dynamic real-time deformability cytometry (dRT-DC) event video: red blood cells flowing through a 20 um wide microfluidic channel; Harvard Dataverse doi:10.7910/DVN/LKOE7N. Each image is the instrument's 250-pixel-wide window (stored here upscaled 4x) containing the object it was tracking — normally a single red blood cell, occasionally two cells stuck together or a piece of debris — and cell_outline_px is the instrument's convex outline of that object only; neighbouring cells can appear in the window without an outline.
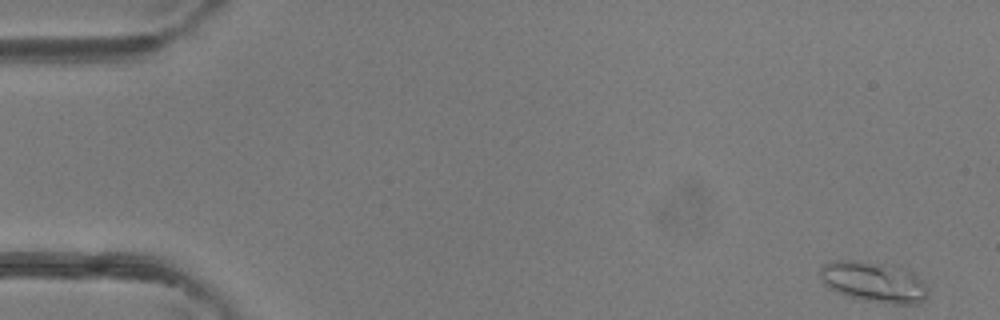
{"species": "common noctule bat (a hibernating species)", "species_latin": "Nyctalus noctula", "temperature_condition": "room temperature", "stored_images_in_passage": 47, "camera_frame_rate_fps": 3000, "um_per_image_px": 0.085, "animal": {"sex": "female"}, "frame": {"image": 1, "passage_image": 1, "time_ms": 0.0, "image_size_px": [1000, 320], "cell_outline_px": [[928, 296], [924, 300], [916, 304], [884, 304], [864, 300], [848, 296], [836, 292], [828, 288], [824, 284], [820, 276], [820, 264], [836, 260], [856, 260], [900, 264], [908, 268], [928, 288]], "centroid_in_image_um": [74.28, 23.94], "position_along_channel_um": 10.7, "area_um2": 26.36}}
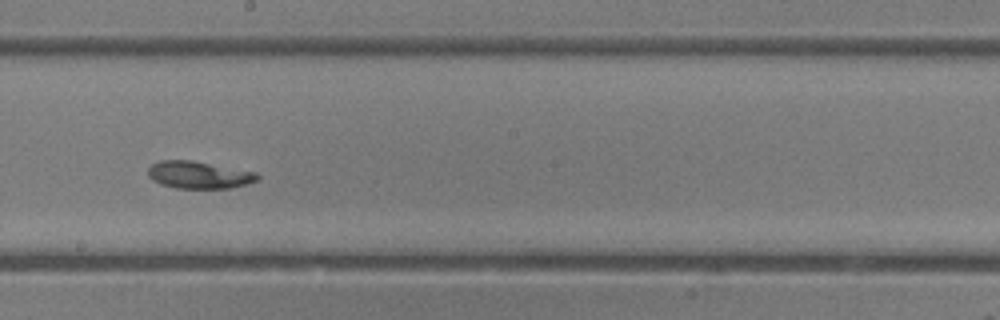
{"frame": {"image": 2, "passage_image": 26, "time_ms": 8.333, "image_size_px": [1000, 320], "cell_outline_px": [[260, 180], [228, 188], [176, 188], [160, 184], [152, 180], [148, 176], [148, 168], [152, 164], [160, 160], [192, 160], [256, 172], [260, 176]], "centroid_in_image_um": [16.89, 14.86], "position_along_channel_um": 231.3, "area_um2": 17.4}}
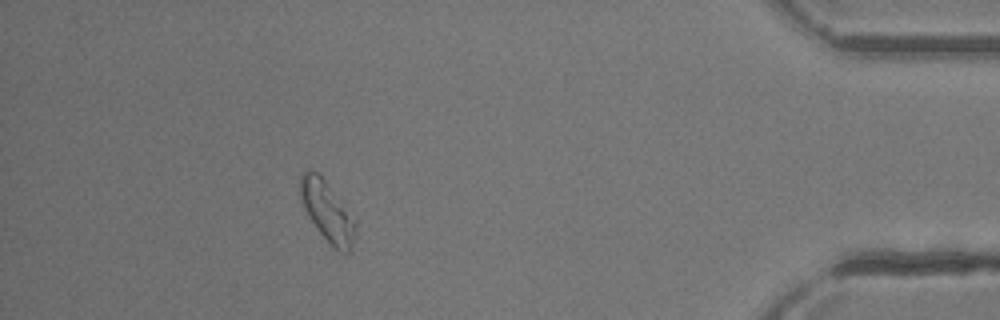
{"frame": {"image": 3, "passage_image": 42, "time_ms": 13.667, "image_size_px": [1000, 320], "cell_outline_px": [[356, 232], [352, 252], [340, 252], [332, 248], [316, 228], [308, 216], [304, 208], [300, 196], [300, 176], [304, 172], [320, 172], [356, 220]], "centroid_in_image_um": [27.85, 18.02], "position_along_channel_um": 407.3, "area_um2": 19.71}, "authors_computed_cell_mechanics": {"area_um2": 18.5538, "velocity_mm_per_s": 4.3206, "shape_relaxation_time_tau1_ms": 4.5302, "shape_relaxation_time_tau2_ms": null, "deformation_change_tau1": 0.1647, "deformation_change_tau2": null}}